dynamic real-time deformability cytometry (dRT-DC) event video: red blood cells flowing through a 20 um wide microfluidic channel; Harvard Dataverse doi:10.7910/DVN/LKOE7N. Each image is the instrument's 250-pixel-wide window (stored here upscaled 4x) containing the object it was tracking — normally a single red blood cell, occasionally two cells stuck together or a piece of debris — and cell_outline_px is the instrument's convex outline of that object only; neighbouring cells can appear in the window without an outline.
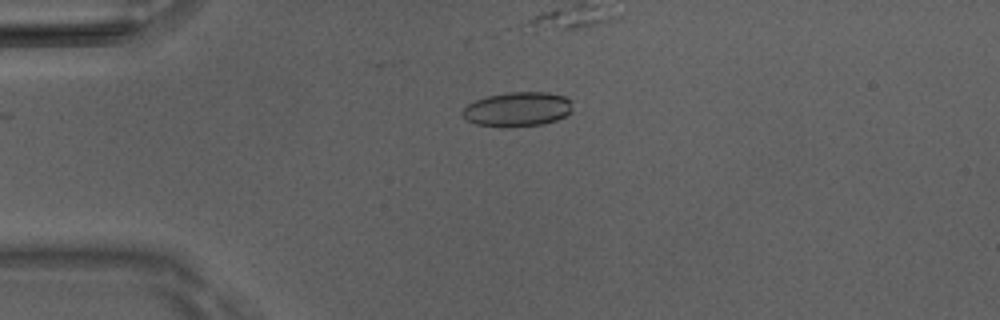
{"species": "Egyptian fruit bat (a non-hibernating species)", "species_latin": "Rousettus aegyptiacus", "temperature_condition": "room temperature", "stored_images_in_passage": 19, "camera_frame_rate_fps": 3000, "um_per_image_px": 0.085, "animal": {"sex": "male"}, "frame": {"image": 1, "passage_image": 13, "time_ms": 4.0, "image_size_px": [1000, 320], "cell_outline_px": [[572, 112], [556, 120], [540, 124], [508, 128], [476, 124], [468, 120], [460, 112], [468, 104], [476, 100], [488, 96], [508, 92], [548, 92], [564, 96], [572, 100]], "centroid_in_image_um": [44.01, 9.28], "position_along_channel_um": 41.0, "area_um2": 22.2}}